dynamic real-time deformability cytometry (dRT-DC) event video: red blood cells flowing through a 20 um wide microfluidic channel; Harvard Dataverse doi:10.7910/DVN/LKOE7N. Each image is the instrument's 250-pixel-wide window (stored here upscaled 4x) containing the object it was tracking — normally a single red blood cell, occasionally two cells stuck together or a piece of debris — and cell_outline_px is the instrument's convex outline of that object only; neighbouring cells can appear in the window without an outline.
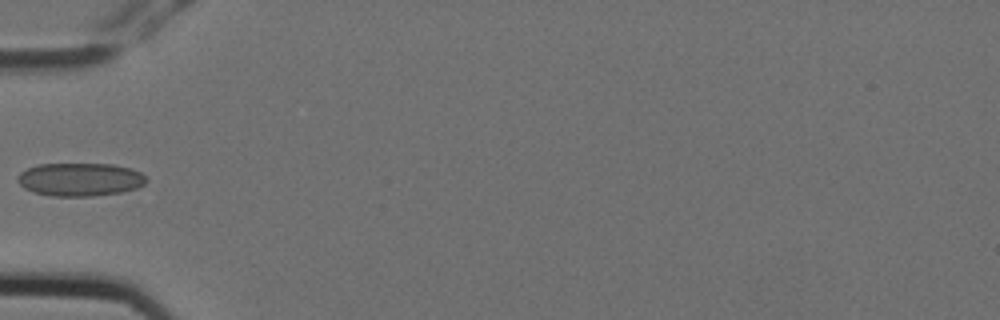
{"species": "Egyptian fruit bat (a non-hibernating species)", "species_latin": "Rousettus aegyptiacus", "temperature_condition": "cold", "stored_images_in_passage": 5, "camera_frame_rate_fps": 3000, "um_per_image_px": 0.085, "animal": {"sex": "female"}, "frame": {"image": 1, "passage_image": 5, "time_ms": 1.333, "image_size_px": [1000, 320], "cell_outline_px": [[148, 180], [144, 184], [136, 188], [120, 192], [92, 196], [52, 196], [32, 192], [24, 188], [16, 180], [20, 172], [28, 168], [40, 164], [112, 164], [132, 168], [140, 172]], "centroid_in_image_um": [6.79, 15.25], "position_along_channel_um": 78.2, "area_um2": 24.91}}